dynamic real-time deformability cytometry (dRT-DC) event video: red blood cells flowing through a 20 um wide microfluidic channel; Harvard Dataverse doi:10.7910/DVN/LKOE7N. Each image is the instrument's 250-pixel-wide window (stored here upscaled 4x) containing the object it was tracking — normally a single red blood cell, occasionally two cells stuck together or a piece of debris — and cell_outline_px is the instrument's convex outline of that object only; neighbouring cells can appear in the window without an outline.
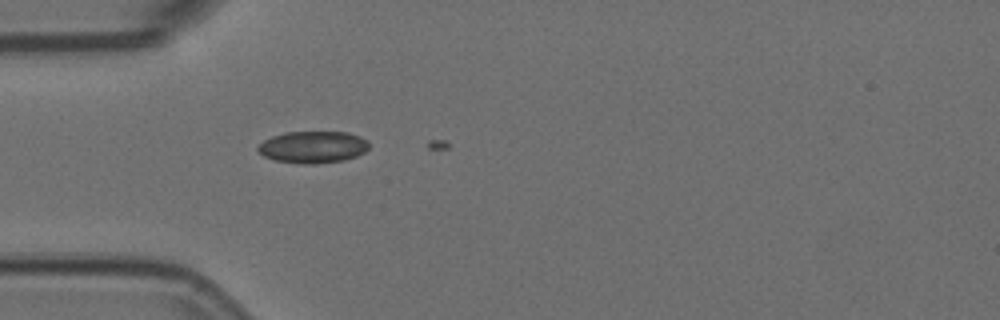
{"species": "Egyptian fruit bat (a non-hibernating species)", "species_latin": "Rousettus aegyptiacus", "temperature_condition": "room temperature", "stored_images_in_passage": 3, "camera_frame_rate_fps": 3000, "um_per_image_px": 0.085, "animal": {"sex": "female"}, "frame": {"image": 1, "passage_image": 2, "time_ms": 0.333, "image_size_px": [1000, 320], "cell_outline_px": [[368, 148], [364, 152], [356, 156], [344, 160], [316, 164], [300, 164], [276, 160], [264, 156], [256, 148], [264, 140], [272, 136], [284, 132], [348, 132], [360, 136], [368, 140]], "centroid_in_image_um": [26.61, 12.5], "position_along_channel_um": 58.4, "area_um2": 20.69}}